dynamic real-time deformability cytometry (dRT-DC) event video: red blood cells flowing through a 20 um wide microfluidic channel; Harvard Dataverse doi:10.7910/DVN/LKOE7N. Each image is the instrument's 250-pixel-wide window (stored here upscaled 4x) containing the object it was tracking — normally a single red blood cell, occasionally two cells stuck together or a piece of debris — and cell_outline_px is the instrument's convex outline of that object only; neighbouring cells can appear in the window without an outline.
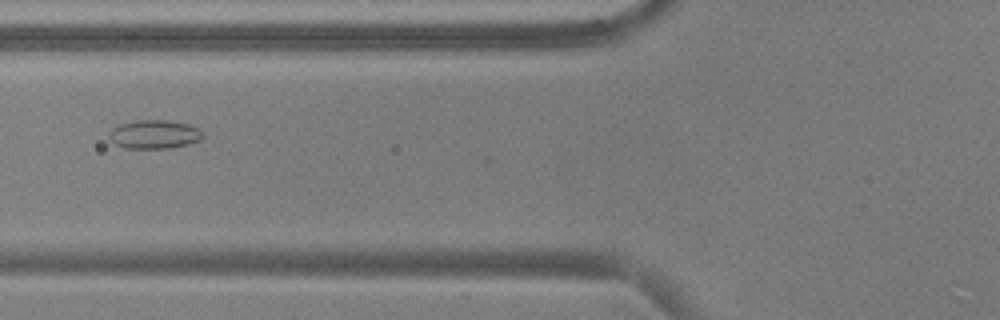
{"species": "common noctule bat (a hibernating species)", "species_latin": "Nyctalus noctula", "temperature_condition": "warm", "stored_images_in_passage": 23, "camera_frame_rate_fps": 3000, "um_per_image_px": 0.085, "animal": {"sex": "male", "body_mass_g": 17.9, "forearm_length_mm": 54.2}, "frame": {"image": 1, "passage_image": 2, "time_ms": 0.333, "image_size_px": [1000, 320], "cell_outline_px": [[204, 136], [200, 140], [188, 144], [168, 148], [124, 148], [116, 144], [108, 136], [108, 132], [112, 128], [120, 124], [136, 120], [164, 120], [188, 124], [200, 128]], "centroid_in_image_um": [13.12, 11.41], "position_along_channel_um": 112.7, "area_um2": 15.66}}
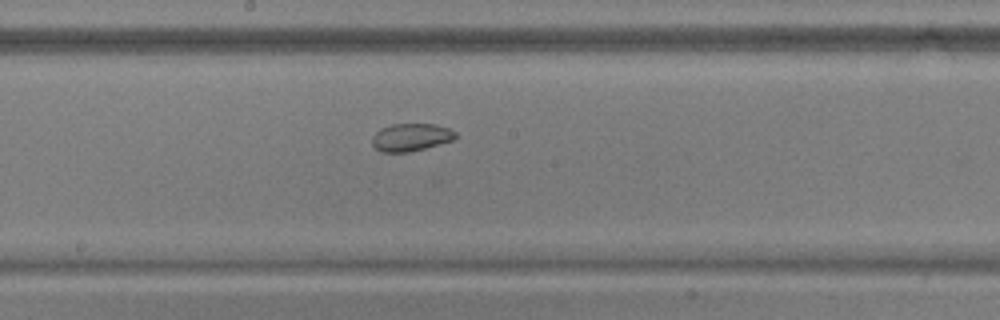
{"frame": {"image": 2, "passage_image": 10, "time_ms": 3.0, "image_size_px": [1000, 320], "cell_outline_px": [[456, 140], [408, 152], [380, 152], [372, 144], [372, 136], [380, 128], [392, 124], [436, 124], [448, 128], [456, 132]], "centroid_in_image_um": [34.94, 11.66], "position_along_channel_um": 213.3, "area_um2": 13.53}}
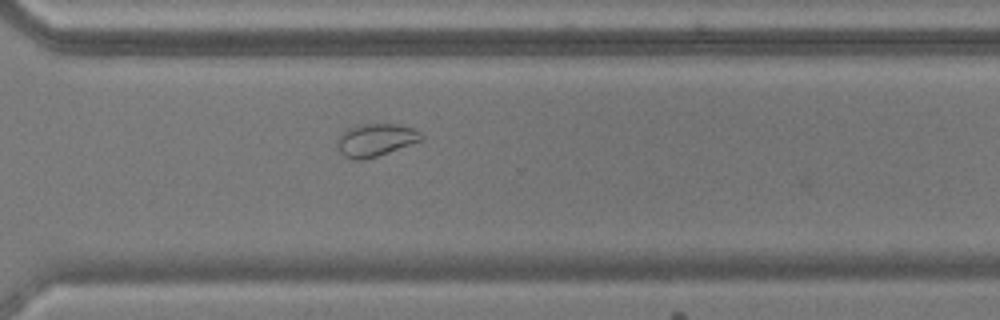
{"frame": {"image": 3, "passage_image": 20, "time_ms": 6.333, "image_size_px": [1000, 320], "cell_outline_px": [[424, 140], [376, 156], [360, 160], [352, 160], [344, 156], [340, 152], [336, 144], [336, 140], [348, 128], [364, 124], [400, 124], [416, 128], [424, 136]], "centroid_in_image_um": [31.96, 11.89], "position_along_channel_um": 338.6, "area_um2": 16.07}}